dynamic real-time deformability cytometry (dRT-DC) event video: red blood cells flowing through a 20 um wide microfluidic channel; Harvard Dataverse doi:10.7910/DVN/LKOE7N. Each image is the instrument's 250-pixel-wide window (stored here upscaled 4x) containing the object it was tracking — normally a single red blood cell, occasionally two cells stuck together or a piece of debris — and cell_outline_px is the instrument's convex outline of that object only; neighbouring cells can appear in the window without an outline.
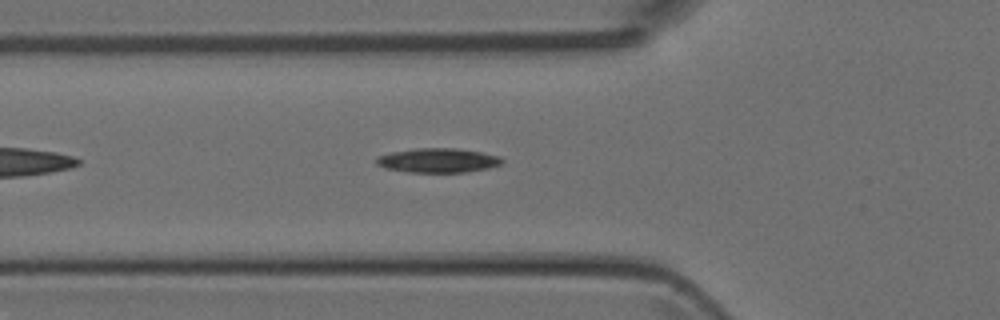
{"species": "Egyptian fruit bat (a non-hibernating species)", "species_latin": "Rousettus aegyptiacus", "temperature_condition": "room temperature", "stored_images_in_passage": 38, "camera_frame_rate_fps": 3000, "um_per_image_px": 0.085, "animal": {"sex": "female"}, "frame": {"image": 1, "passage_image": 6, "time_ms": 1.667, "image_size_px": [1000, 320], "cell_outline_px": [[504, 160], [500, 164], [488, 168], [468, 172], [408, 172], [384, 168], [376, 164], [376, 160], [380, 156], [392, 152], [416, 148], [456, 148], [480, 152], [500, 156]], "centroid_in_image_um": [37.24, 13.63], "position_along_channel_um": 88.6, "area_um2": 17.74}}
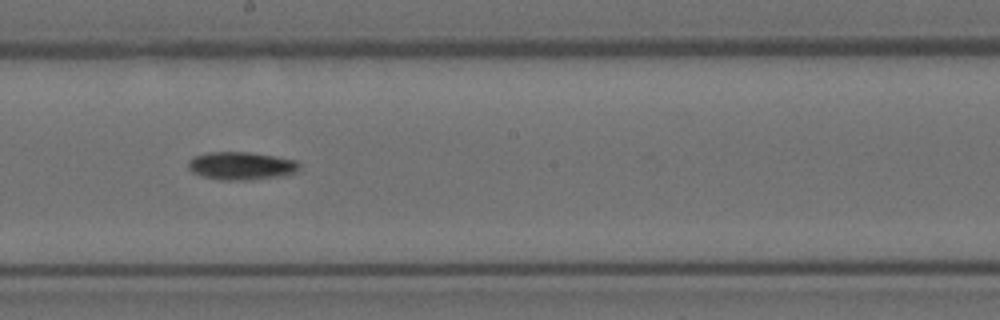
{"frame": {"image": 2, "passage_image": 16, "time_ms": 5.0, "image_size_px": [1000, 320], "cell_outline_px": [[300, 168], [296, 172], [284, 176], [252, 180], [224, 180], [204, 176], [192, 172], [188, 168], [188, 160], [196, 156], [208, 152], [248, 152], [296, 160], [300, 164]], "centroid_in_image_um": [20.53, 14.1], "position_along_channel_um": 227.7, "area_um2": 18.09}}
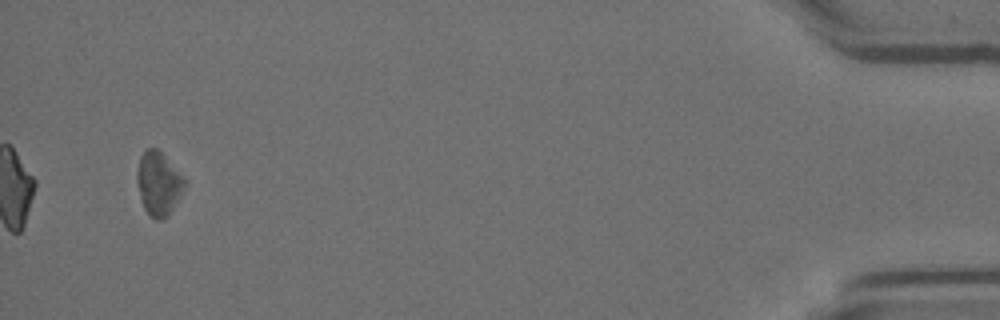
{"frame": {"image": 3, "passage_image": 36, "time_ms": 11.667, "image_size_px": [1000, 320], "cell_outline_px": [[184, 184], [168, 216], [164, 220], [156, 220], [144, 208], [140, 200], [136, 184], [136, 172], [140, 156], [148, 148], [156, 148], [164, 156], [184, 180]], "centroid_in_image_um": [13.39, 15.62], "position_along_channel_um": 421.8, "area_um2": 16.99}}